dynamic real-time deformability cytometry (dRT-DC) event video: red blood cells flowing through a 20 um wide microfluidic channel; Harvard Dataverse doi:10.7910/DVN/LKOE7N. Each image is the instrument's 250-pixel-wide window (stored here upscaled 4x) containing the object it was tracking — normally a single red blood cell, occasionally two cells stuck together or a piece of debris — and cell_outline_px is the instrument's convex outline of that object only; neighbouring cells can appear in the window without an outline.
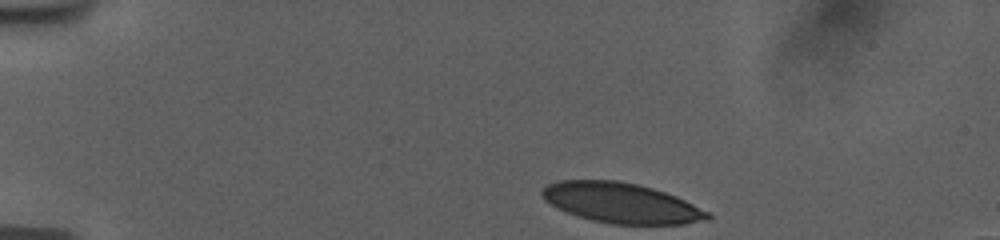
{"species": "human", "species_latin": "Homo sapiens", "temperature_condition": "room temperature", "stored_images_in_passage": 40, "camera_frame_rate_fps": 3000, "um_per_image_px": 0.085, "donor": {"sex": "female"}, "frame": {"image": 1, "passage_image": 1, "time_ms": 0.0, "image_size_px": [1000, 240], "cell_outline_px": [[712, 216], [708, 220], [684, 224], [612, 224], [592, 220], [568, 212], [544, 200], [540, 192], [548, 184], [560, 180], [620, 180], [640, 184], [676, 196], [708, 212]], "centroid_in_image_um": [52.82, 17.24], "position_along_channel_um": 32.2, "area_um2": 38.49}}
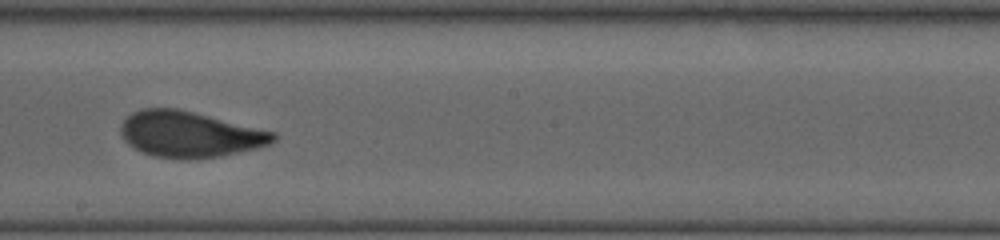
{"frame": {"image": 2, "passage_image": 23, "time_ms": 7.333, "image_size_px": [1000, 240], "cell_outline_px": [[276, 140], [272, 144], [256, 148], [220, 156], [188, 160], [180, 160], [152, 156], [140, 152], [128, 144], [124, 140], [120, 132], [120, 124], [132, 112], [144, 108], [180, 108], [276, 132]], "centroid_in_image_um": [16.11, 11.42], "position_along_channel_um": 232.1, "area_um2": 41.38}}
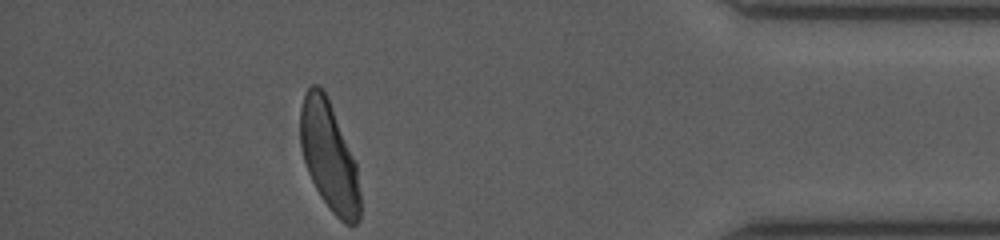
{"frame": {"image": 3, "passage_image": 40, "time_ms": 13.0, "image_size_px": [1000, 240], "cell_outline_px": [[360, 220], [356, 224], [344, 224], [328, 208], [320, 196], [308, 172], [304, 160], [300, 144], [300, 108], [304, 92], [312, 84], [316, 84], [324, 92], [332, 108], [356, 164], [360, 192]], "centroid_in_image_um": [27.96, 13.32], "position_along_channel_um": 407.2, "area_um2": 37.63}, "authors_computed_cell_mechanics": {"area_um2": 40.749, "velocity_mm_per_s": 3.7532, "shape_relaxation_time_tau1_ms": 4.2068, "shape_relaxation_time_tau2_ms": 0.8984, "deformation_change_tau1": 0.1696, "deformation_change_tau2": 0.0726}}